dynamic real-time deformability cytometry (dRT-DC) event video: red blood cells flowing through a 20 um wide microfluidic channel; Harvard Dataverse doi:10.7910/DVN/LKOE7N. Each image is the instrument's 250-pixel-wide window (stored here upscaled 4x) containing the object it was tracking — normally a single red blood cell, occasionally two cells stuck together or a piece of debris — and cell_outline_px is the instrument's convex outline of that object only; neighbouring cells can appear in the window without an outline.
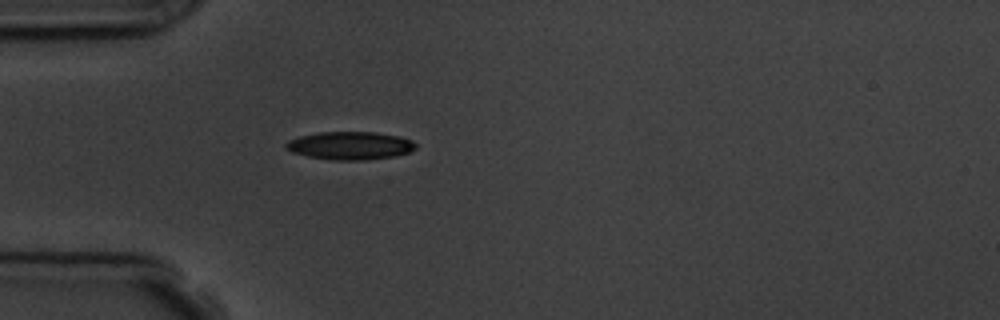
{"species": "common noctule bat (a hibernating species)", "species_latin": "Nyctalus noctula", "temperature_condition": "room temperature", "stored_images_in_passage": 5, "camera_frame_rate_fps": 3000, "um_per_image_px": 0.085, "animal": {"sex": "male", "body_mass_g": 19.5, "forearm_length_mm": 54.6}, "frame": {"image": 1, "passage_image": 5, "time_ms": 5.333, "image_size_px": [1000, 320], "cell_outline_px": [[416, 148], [408, 152], [396, 156], [364, 160], [332, 160], [308, 156], [292, 152], [284, 148], [284, 144], [288, 140], [300, 136], [320, 132], [376, 132], [400, 136], [412, 140], [416, 144]], "centroid_in_image_um": [29.76, 12.37], "position_along_channel_um": 55.2, "area_um2": 21.27}}